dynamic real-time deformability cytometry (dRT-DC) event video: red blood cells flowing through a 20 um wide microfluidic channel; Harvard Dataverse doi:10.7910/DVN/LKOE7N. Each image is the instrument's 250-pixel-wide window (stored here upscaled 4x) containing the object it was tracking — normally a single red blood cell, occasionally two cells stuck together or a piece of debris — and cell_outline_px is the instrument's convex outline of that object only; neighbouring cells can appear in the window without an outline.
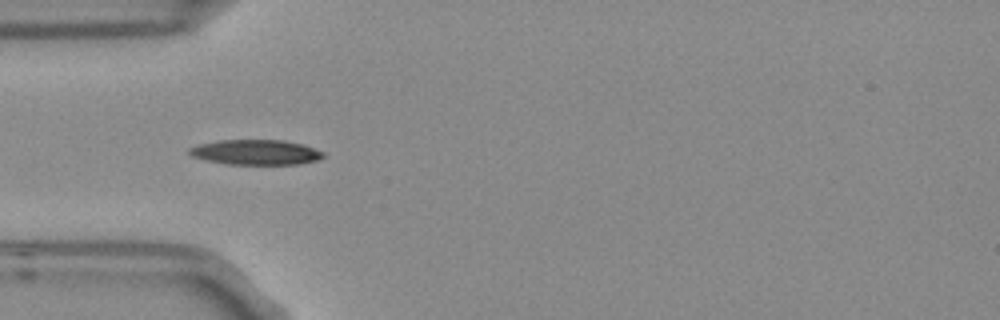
{"species": "Egyptian fruit bat (a non-hibernating species)", "species_latin": "Rousettus aegyptiacus", "temperature_condition": "room temperature", "stored_images_in_passage": 6, "camera_frame_rate_fps": 3000, "um_per_image_px": 0.085, "frame": {"image": 1, "passage_image": 4, "time_ms": 1.0, "image_size_px": [1000, 320], "cell_outline_px": [[324, 156], [316, 160], [300, 164], [228, 164], [208, 160], [192, 156], [188, 152], [188, 148], [200, 144], [220, 140], [284, 140], [304, 144], [324, 152]], "centroid_in_image_um": [21.77, 12.93], "position_along_channel_um": 63.2, "area_um2": 19.48}}
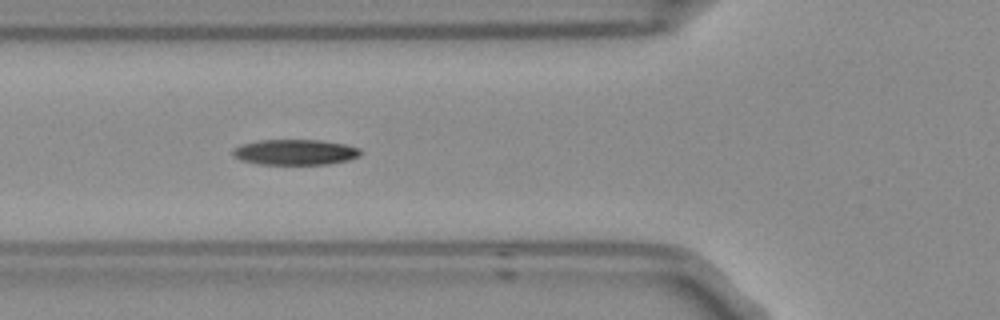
{"frame": {"image": 2, "passage_image": 5, "time_ms": 1.333, "image_size_px": [1000, 320], "cell_outline_px": [[364, 152], [360, 156], [348, 160], [328, 164], [260, 164], [240, 160], [232, 156], [232, 148], [240, 144], [260, 140], [320, 140], [344, 144], [360, 148]], "centroid_in_image_um": [25.08, 12.93], "position_along_channel_um": 100.7, "area_um2": 19.19}}